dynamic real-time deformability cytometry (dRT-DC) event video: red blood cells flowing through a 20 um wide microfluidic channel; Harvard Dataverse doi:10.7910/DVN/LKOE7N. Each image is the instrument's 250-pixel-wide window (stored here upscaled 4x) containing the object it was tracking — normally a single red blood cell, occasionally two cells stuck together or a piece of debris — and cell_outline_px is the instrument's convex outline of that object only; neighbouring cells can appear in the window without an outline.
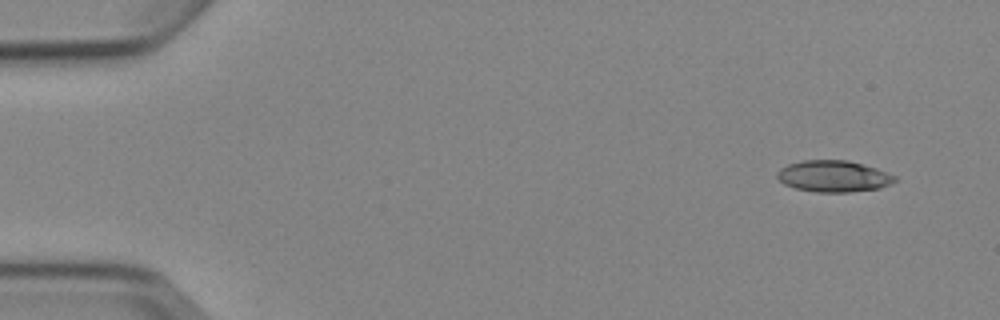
{"species": "Egyptian fruit bat (a non-hibernating species)", "species_latin": "Rousettus aegyptiacus", "temperature_condition": "cold", "stored_images_in_passage": 5, "camera_frame_rate_fps": 3000, "um_per_image_px": 0.085, "animal": {"sex": "female"}, "frame": {"image": 1, "passage_image": 1, "time_ms": 0.0, "image_size_px": [1000, 320], "cell_outline_px": [[896, 180], [892, 184], [880, 188], [848, 192], [816, 192], [796, 188], [784, 184], [776, 176], [776, 172], [780, 168], [788, 164], [804, 160], [848, 160], [876, 168], [888, 172], [896, 176]], "centroid_in_image_um": [70.86, 14.98], "position_along_channel_um": 14.1, "area_um2": 21.62}}
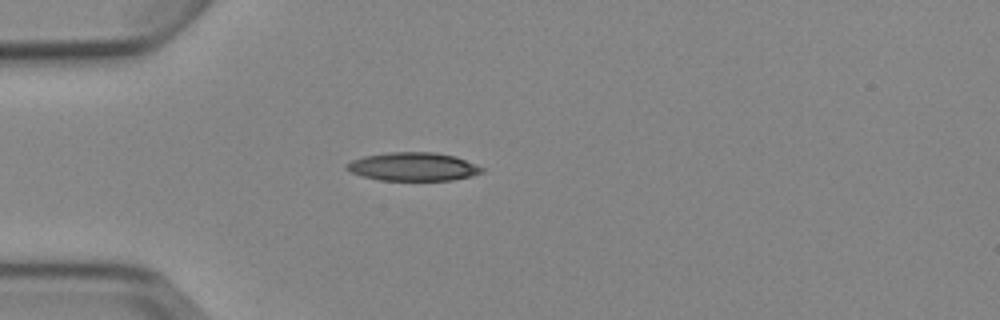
{"frame": {"image": 2, "passage_image": 4, "time_ms": 3.667, "image_size_px": [1000, 320], "cell_outline_px": [[484, 172], [472, 176], [452, 180], [380, 180], [364, 176], [352, 172], [344, 168], [344, 164], [352, 160], [364, 156], [388, 152], [432, 152], [456, 156], [484, 168]], "centroid_in_image_um": [35.12, 14.16], "position_along_channel_um": 49.9, "area_um2": 22.37}}